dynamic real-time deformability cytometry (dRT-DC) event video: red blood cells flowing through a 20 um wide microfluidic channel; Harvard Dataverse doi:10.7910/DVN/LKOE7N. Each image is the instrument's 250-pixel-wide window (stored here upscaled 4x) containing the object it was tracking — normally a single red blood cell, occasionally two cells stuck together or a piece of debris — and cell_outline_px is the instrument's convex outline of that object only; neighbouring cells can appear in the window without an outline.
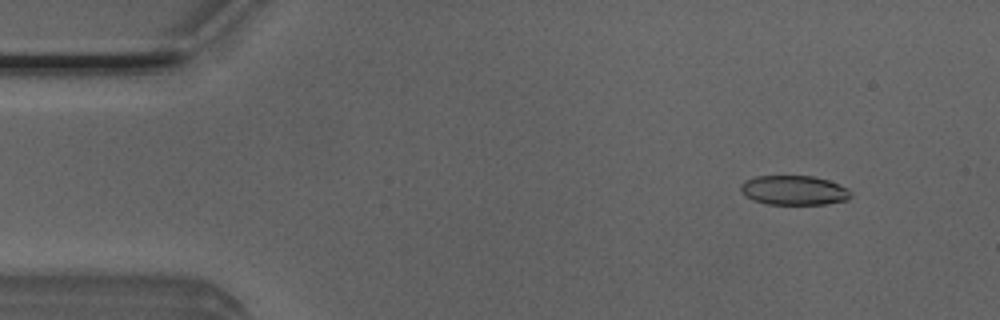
{"species": "Egyptian fruit bat (a non-hibernating species)", "species_latin": "Rousettus aegyptiacus", "temperature_condition": "room temperature", "stored_images_in_passage": 51, "camera_frame_rate_fps": 3000, "um_per_image_px": 0.085, "animal": {"sex": "male"}, "frame": {"image": 1, "passage_image": 5, "time_ms": 1.333, "image_size_px": [1000, 320], "cell_outline_px": [[852, 196], [848, 200], [824, 204], [768, 204], [752, 200], [740, 188], [740, 184], [744, 180], [756, 176], [812, 176], [828, 180], [848, 188], [852, 192]], "centroid_in_image_um": [67.52, 16.17], "position_along_channel_um": 17.5, "area_um2": 18.9}}
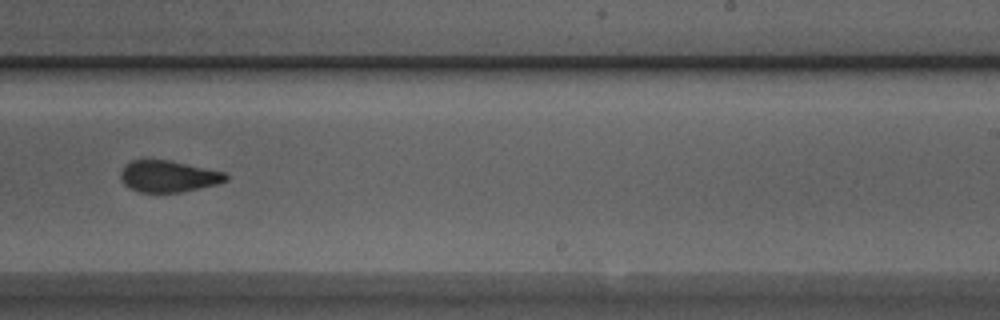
{"frame": {"image": 2, "passage_image": 31, "time_ms": 10.0, "image_size_px": [1000, 320], "cell_outline_px": [[228, 180], [216, 184], [180, 192], [140, 192], [128, 188], [124, 184], [120, 176], [120, 172], [124, 164], [132, 160], [168, 160], [224, 172], [228, 176]], "centroid_in_image_um": [14.26, 14.98], "position_along_channel_um": 274.7, "area_um2": 19.19}}
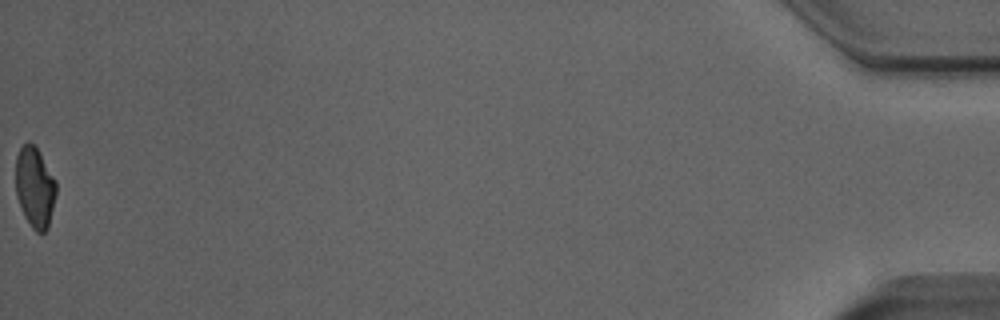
{"frame": {"image": 3, "passage_image": 51, "time_ms": 16.667, "image_size_px": [1000, 320], "cell_outline_px": [[56, 192], [48, 228], [44, 232], [36, 232], [32, 228], [24, 216], [16, 196], [16, 156], [20, 148], [28, 140], [36, 148], [56, 180]], "centroid_in_image_um": [2.95, 15.93], "position_along_channel_um": 432.3, "area_um2": 18.84}, "authors_computed_cell_mechanics": {"area_um2": 19.9988, "velocity_mm_per_s": 4.0037, "shape_relaxation_time_tau1_ms": 10.1773, "shape_relaxation_time_tau2_ms": 2.3152, "deformation_change_tau1": 0.2116, "deformation_change_tau2": 0.0993}}